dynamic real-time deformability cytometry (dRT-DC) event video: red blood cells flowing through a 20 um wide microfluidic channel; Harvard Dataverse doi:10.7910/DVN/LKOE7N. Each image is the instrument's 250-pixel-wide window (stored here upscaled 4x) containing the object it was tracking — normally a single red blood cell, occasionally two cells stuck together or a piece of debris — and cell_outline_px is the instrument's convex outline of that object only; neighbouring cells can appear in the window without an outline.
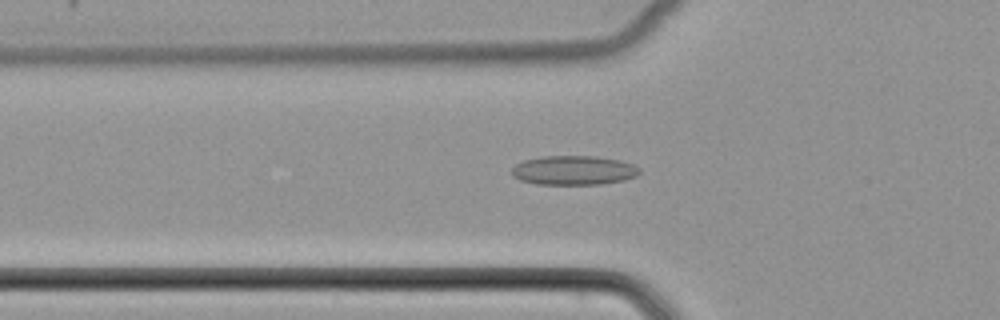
{"species": "common noctule bat (a hibernating species)", "species_latin": "Nyctalus noctula", "temperature_condition": "cold", "stored_images_in_passage": 52, "camera_frame_rate_fps": 3000, "um_per_image_px": 0.085, "animal": {"sex": "female", "body_mass_g": 22.7, "forearm_length_mm": 54.2}, "frame": {"image": 1, "passage_image": 19, "time_ms": 6.0, "image_size_px": [1000, 320], "cell_outline_px": [[640, 172], [636, 176], [624, 180], [600, 184], [536, 184], [520, 180], [512, 176], [512, 168], [516, 164], [524, 160], [544, 156], [596, 156], [620, 160], [632, 164], [640, 168]], "centroid_in_image_um": [48.76, 14.47], "position_along_channel_um": 77.0, "area_um2": 21.79}}
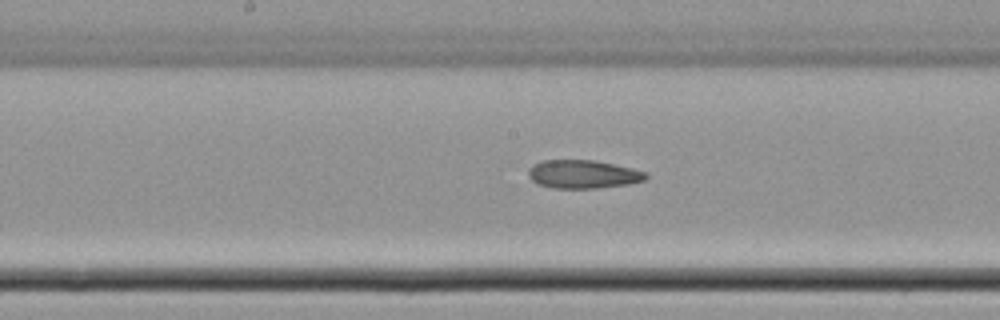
{"frame": {"image": 2, "passage_image": 28, "time_ms": 9.0, "image_size_px": [1000, 320], "cell_outline_px": [[648, 176], [644, 180], [628, 184], [596, 188], [552, 188], [536, 184], [528, 176], [528, 168], [532, 164], [544, 160], [592, 160], [632, 168], [648, 172]], "centroid_in_image_um": [49.52, 14.81], "position_along_channel_um": 198.7, "area_um2": 19.48}}
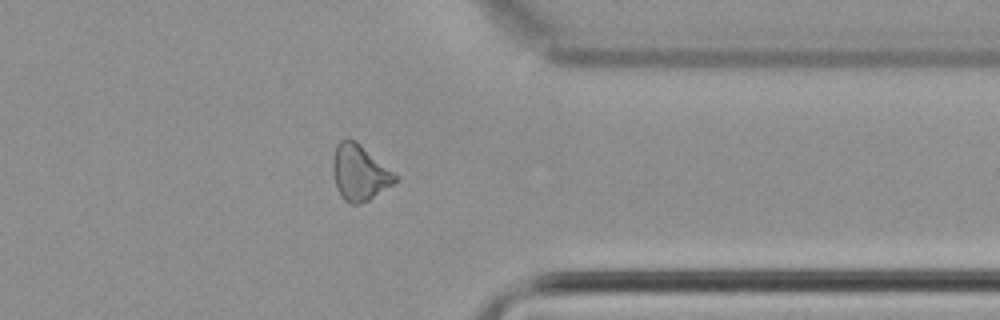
{"frame": {"image": 3, "passage_image": 42, "time_ms": 13.667, "image_size_px": [1000, 320], "cell_outline_px": [[396, 180], [392, 184], [368, 200], [360, 204], [352, 204], [344, 200], [340, 196], [336, 188], [332, 172], [332, 160], [336, 144], [340, 140], [348, 136], [356, 140], [392, 172], [396, 176]], "centroid_in_image_um": [30.48, 14.65], "position_along_channel_um": 380.9, "area_um2": 20.11}}